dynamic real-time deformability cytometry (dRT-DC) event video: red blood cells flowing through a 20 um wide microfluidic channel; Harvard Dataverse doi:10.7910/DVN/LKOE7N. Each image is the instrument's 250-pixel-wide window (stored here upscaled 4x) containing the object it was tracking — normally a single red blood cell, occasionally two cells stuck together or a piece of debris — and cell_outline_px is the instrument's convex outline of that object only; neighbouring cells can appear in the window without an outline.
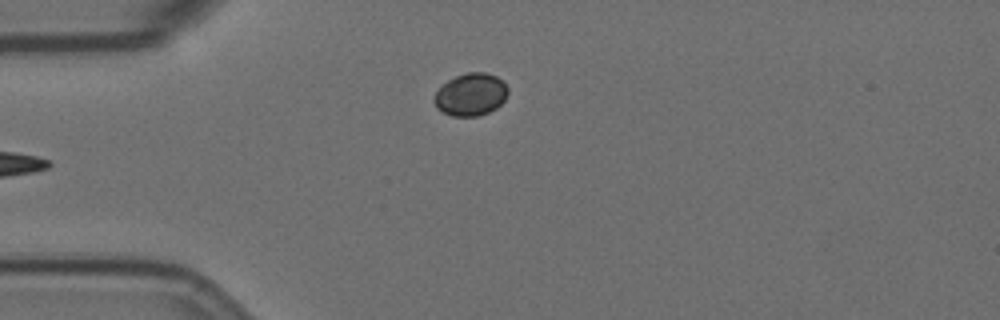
{"species": "Egyptian fruit bat (a non-hibernating species)", "species_latin": "Rousettus aegyptiacus", "temperature_condition": "room temperature", "stored_images_in_passage": 39, "camera_frame_rate_fps": 3000, "um_per_image_px": 0.085, "animal": {"sex": "female"}, "frame": {"image": 1, "passage_image": 1, "time_ms": 0.0, "image_size_px": [1000, 320], "cell_outline_px": [[508, 92], [504, 100], [496, 108], [488, 112], [476, 116], [452, 116], [436, 108], [432, 100], [436, 92], [448, 80], [456, 76], [468, 72], [488, 72], [496, 76], [508, 88]], "centroid_in_image_um": [40.0, 8.03], "position_along_channel_um": 45.0, "area_um2": 18.15}}
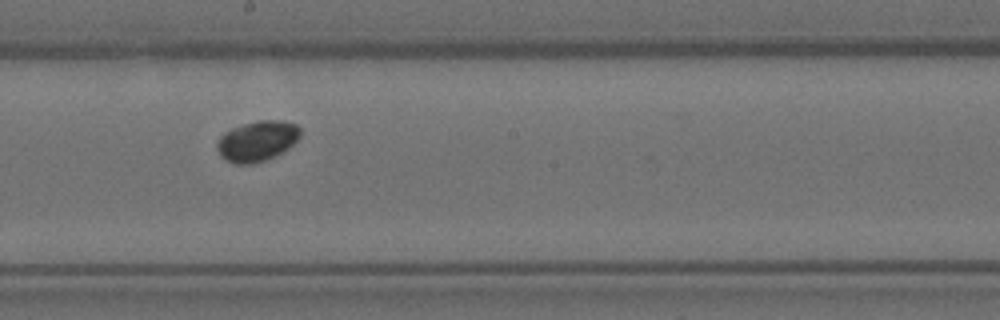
{"frame": {"image": 2, "passage_image": 18, "time_ms": 5.667, "image_size_px": [1000, 320], "cell_outline_px": [[300, 136], [288, 148], [276, 156], [252, 164], [236, 164], [220, 156], [216, 148], [216, 144], [220, 136], [224, 132], [232, 128], [256, 120], [284, 120], [296, 124], [300, 128]], "centroid_in_image_um": [21.85, 11.98], "position_along_channel_um": 226.3, "area_um2": 19.65}}
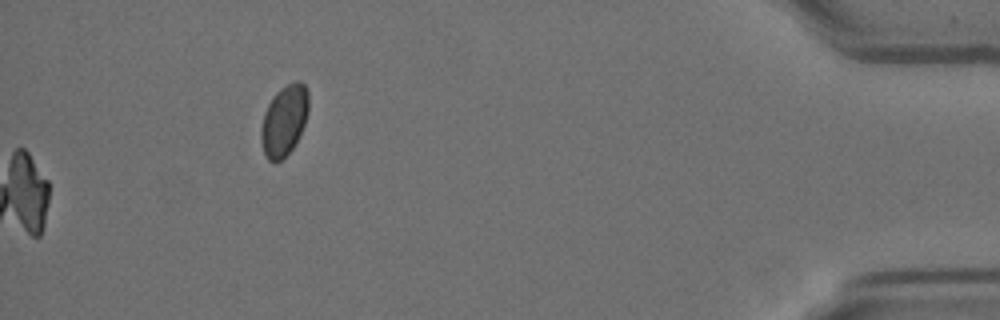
{"frame": {"image": 3, "passage_image": 39, "time_ms": 12.667, "image_size_px": [1000, 320], "cell_outline_px": [[308, 112], [304, 124], [292, 148], [276, 164], [268, 160], [264, 152], [260, 140], [260, 128], [264, 112], [272, 96], [284, 84], [296, 80], [300, 80], [304, 84], [308, 92]], "centroid_in_image_um": [24.13, 10.2], "position_along_channel_um": 411.1, "area_um2": 19.71}}